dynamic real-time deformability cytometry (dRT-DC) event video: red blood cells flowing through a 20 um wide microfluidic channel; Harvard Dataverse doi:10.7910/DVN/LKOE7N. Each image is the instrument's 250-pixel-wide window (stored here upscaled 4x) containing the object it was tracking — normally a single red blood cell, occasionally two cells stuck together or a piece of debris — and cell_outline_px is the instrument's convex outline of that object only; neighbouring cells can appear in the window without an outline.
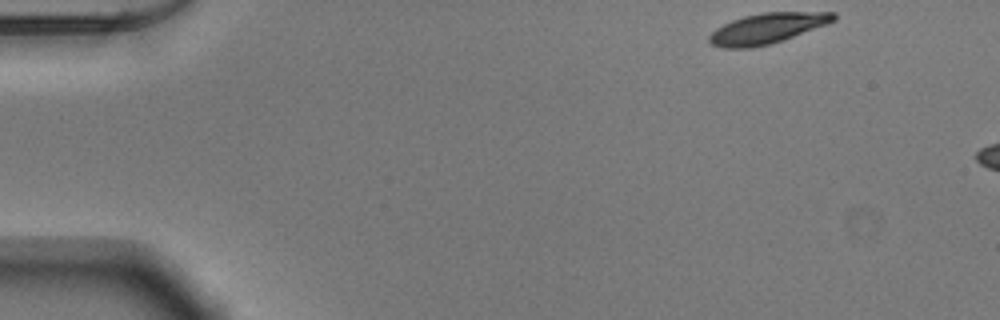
{"species": "Egyptian fruit bat (a non-hibernating species)", "species_latin": "Rousettus aegyptiacus", "temperature_condition": "warm", "stored_images_in_passage": 11, "camera_frame_rate_fps": 3000, "um_per_image_px": 0.085, "animal": {"sex": "male"}, "frame": {"image": 1, "passage_image": 1, "time_ms": 0.0, "image_size_px": [1000, 320], "cell_outline_px": [[836, 20], [828, 24], [768, 44], [752, 48], [724, 48], [712, 44], [708, 40], [708, 36], [716, 28], [732, 20], [744, 16], [760, 12], [836, 12]], "centroid_in_image_um": [65.2, 2.4], "position_along_channel_um": 19.8, "area_um2": 21.85}}